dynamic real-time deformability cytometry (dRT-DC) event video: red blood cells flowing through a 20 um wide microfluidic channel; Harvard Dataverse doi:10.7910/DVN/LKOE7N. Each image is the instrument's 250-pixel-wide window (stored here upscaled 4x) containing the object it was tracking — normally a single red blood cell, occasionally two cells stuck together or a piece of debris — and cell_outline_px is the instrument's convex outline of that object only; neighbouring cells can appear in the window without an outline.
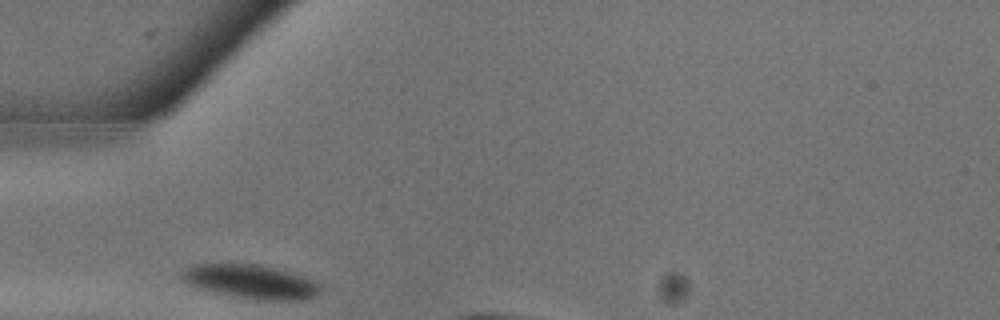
{"species": "common noctule bat (a hibernating species)", "species_latin": "Nyctalus noctula", "temperature_condition": "warm", "stored_images_in_passage": 5, "camera_frame_rate_fps": 3000, "um_per_image_px": 0.085, "animal": {"sex": "male", "body_mass_g": 13.3}, "frame": {"image": 1, "passage_image": 1, "time_ms": 0.0, "image_size_px": [1000, 320], "cell_outline_px": [[320, 292], [304, 300], [272, 300], [244, 296], [220, 292], [204, 288], [192, 284], [184, 280], [180, 276], [188, 268], [196, 264], [260, 264], [288, 272], [300, 276], [320, 284]], "centroid_in_image_um": [21.38, 23.92], "position_along_channel_um": 63.6, "area_um2": 25.89}}
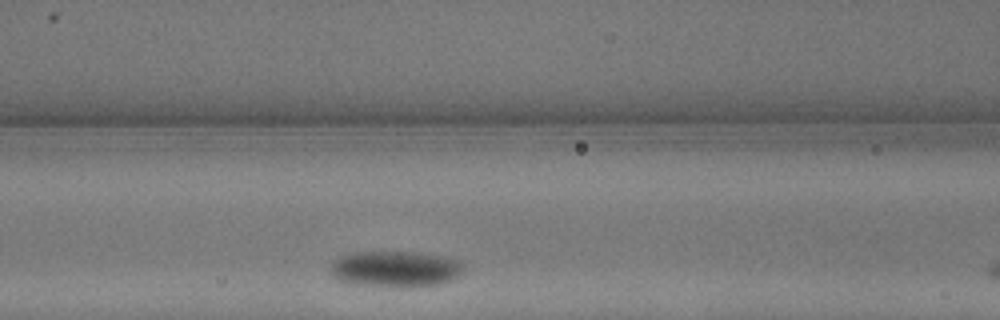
{"frame": {"image": 2, "passage_image": 4, "time_ms": 1.0, "image_size_px": [1000, 320], "cell_outline_px": [[464, 268], [452, 280], [444, 284], [352, 284], [336, 280], [332, 276], [332, 264], [340, 256], [352, 252], [416, 252], [444, 256], [464, 260]], "centroid_in_image_um": [33.64, 22.81], "position_along_channel_um": 133.0, "area_um2": 27.22}}